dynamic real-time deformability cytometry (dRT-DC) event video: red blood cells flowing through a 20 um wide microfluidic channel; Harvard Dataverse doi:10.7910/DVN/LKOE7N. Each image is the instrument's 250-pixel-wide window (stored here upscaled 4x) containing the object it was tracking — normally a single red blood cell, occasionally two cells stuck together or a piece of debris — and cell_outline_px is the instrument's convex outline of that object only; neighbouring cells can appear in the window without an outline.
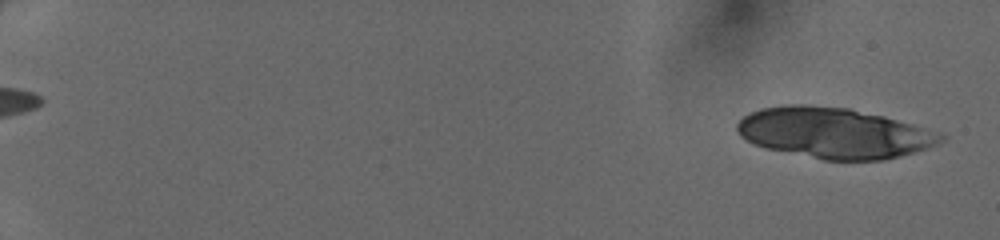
{"species": "human", "species_latin": "Homo sapiens", "temperature_condition": "cold", "stored_images_in_passage": 18, "camera_frame_rate_fps": 3000, "um_per_image_px": 0.085, "donor": {"sex": "female"}, "frame": {"image": 1, "passage_image": 1, "time_ms": 0.0, "image_size_px": [1000, 240], "cell_outline_px": [[944, 140], [936, 144], [912, 152], [880, 160], [824, 160], [768, 148], [756, 144], [740, 136], [736, 128], [736, 124], [744, 116], [760, 108], [784, 104], [808, 104], [848, 108], [884, 116], [912, 124], [944, 136]], "centroid_in_image_um": [70.82, 11.28], "position_along_channel_um": 14.2, "area_um2": 59.25}}